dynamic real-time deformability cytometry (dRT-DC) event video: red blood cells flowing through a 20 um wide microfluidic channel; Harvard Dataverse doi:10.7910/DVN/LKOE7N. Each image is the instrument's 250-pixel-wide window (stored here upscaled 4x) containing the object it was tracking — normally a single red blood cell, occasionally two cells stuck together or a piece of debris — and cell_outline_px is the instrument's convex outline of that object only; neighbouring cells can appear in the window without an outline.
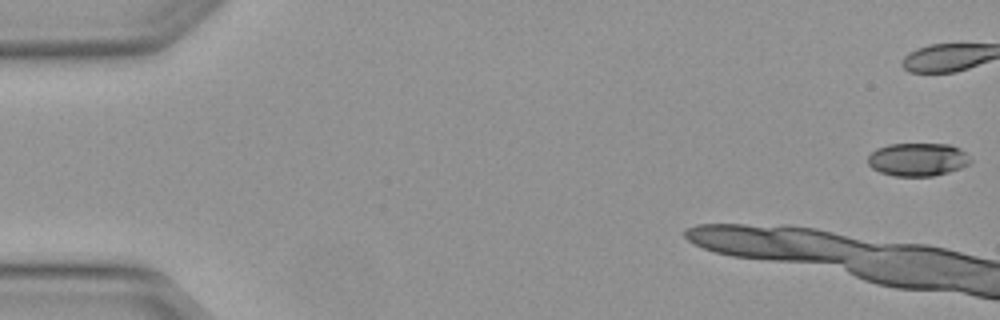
{"species": "Egyptian fruit bat (a non-hibernating species)", "species_latin": "Rousettus aegyptiacus", "temperature_condition": "warm", "stored_images_in_passage": 7, "camera_frame_rate_fps": 3000, "um_per_image_px": 0.085, "animal": {"sex": "female"}, "frame": {"image": 1, "passage_image": 1, "time_ms": 0.0, "image_size_px": [1000, 320], "cell_outline_px": [[972, 160], [968, 164], [960, 168], [948, 172], [932, 176], [892, 176], [880, 172], [872, 168], [868, 164], [868, 156], [876, 148], [888, 144], [948, 144], [960, 148]], "centroid_in_image_um": [77.98, 13.55], "position_along_channel_um": 7.0, "area_um2": 19.83}}